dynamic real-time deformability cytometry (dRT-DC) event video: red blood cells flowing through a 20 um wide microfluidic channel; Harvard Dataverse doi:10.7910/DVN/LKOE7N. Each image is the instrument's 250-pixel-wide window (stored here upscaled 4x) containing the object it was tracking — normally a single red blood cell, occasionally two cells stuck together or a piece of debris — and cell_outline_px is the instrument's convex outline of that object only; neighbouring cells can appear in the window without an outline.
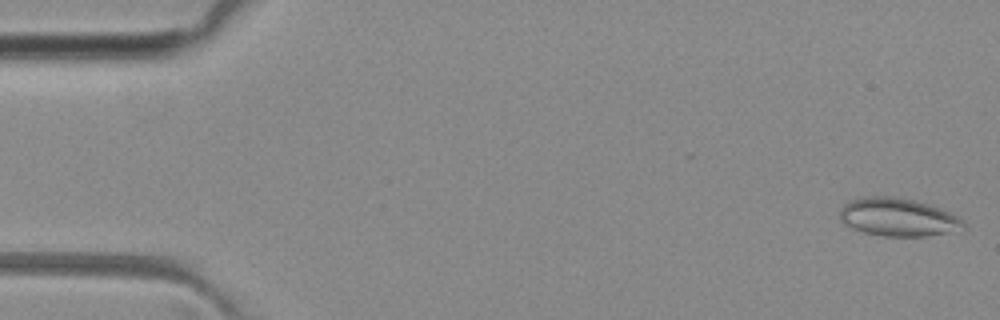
{"species": "common noctule bat (a hibernating species)", "species_latin": "Nyctalus noctula", "temperature_condition": "room temperature", "stored_images_in_passage": 48, "camera_frame_rate_fps": 3000, "um_per_image_px": 0.085, "animal": {"sex": "female", "body_mass_g": 29.2, "forearm_length_mm": 56.3}, "frame": {"image": 1, "passage_image": 1, "time_ms": 0.0, "image_size_px": [1000, 320], "cell_outline_px": [[968, 228], [960, 232], [928, 236], [884, 236], [864, 232], [852, 228], [844, 224], [840, 220], [840, 208], [844, 204], [852, 200], [864, 196], [892, 196], [916, 200], [952, 212], [964, 220], [968, 224]], "centroid_in_image_um": [76.43, 18.47], "position_along_channel_um": 8.6, "area_um2": 28.15}}
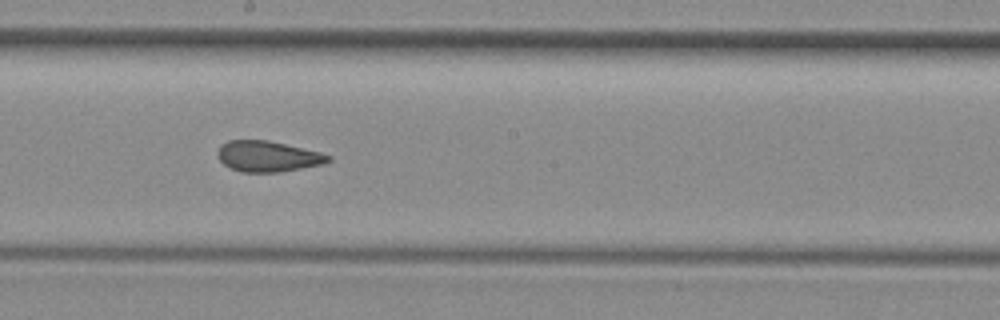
{"frame": {"image": 2, "passage_image": 27, "time_ms": 8.667, "image_size_px": [1000, 320], "cell_outline_px": [[332, 160], [324, 164], [280, 172], [240, 172], [224, 164], [220, 160], [216, 152], [220, 144], [228, 140], [268, 140], [320, 152], [332, 156]], "centroid_in_image_um": [22.76, 13.29], "position_along_channel_um": 225.4, "area_um2": 19.94}}
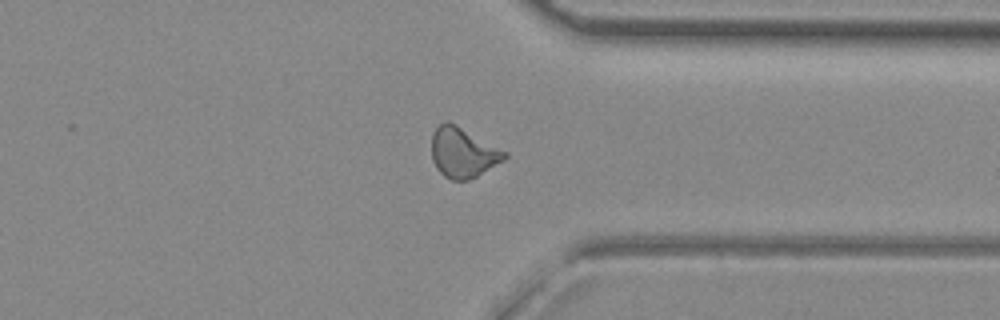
{"frame": {"image": 3, "passage_image": 38, "time_ms": 12.333, "image_size_px": [1000, 320], "cell_outline_px": [[508, 156], [504, 160], [476, 176], [468, 180], [452, 180], [444, 176], [436, 168], [432, 160], [432, 132], [444, 120], [448, 120], [456, 124], [508, 152]], "centroid_in_image_um": [39.34, 12.95], "position_along_channel_um": 372.1, "area_um2": 21.33}}